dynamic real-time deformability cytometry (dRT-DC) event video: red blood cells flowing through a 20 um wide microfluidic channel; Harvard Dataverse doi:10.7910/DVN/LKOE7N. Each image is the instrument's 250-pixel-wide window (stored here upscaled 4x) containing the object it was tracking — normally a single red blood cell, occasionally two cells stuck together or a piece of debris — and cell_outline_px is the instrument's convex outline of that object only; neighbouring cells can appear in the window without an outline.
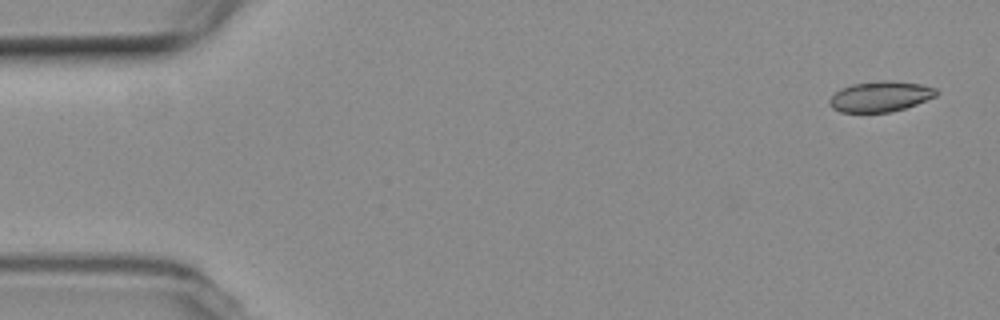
{"species": "common noctule bat (a hibernating species)", "species_latin": "Nyctalus noctula", "temperature_condition": "room temperature", "stored_images_in_passage": 5, "camera_frame_rate_fps": 3000, "um_per_image_px": 0.085, "animal": {"sex": "female", "body_mass_g": 19.3, "forearm_length_mm": 54.1}, "frame": {"image": 1, "passage_image": 1, "time_ms": 0.0, "image_size_px": [1000, 320], "cell_outline_px": [[940, 92], [936, 96], [916, 104], [904, 108], [888, 112], [840, 112], [832, 108], [828, 104], [828, 100], [840, 88], [852, 84], [876, 80], [888, 80], [920, 84], [936, 88]], "centroid_in_image_um": [74.81, 8.19], "position_along_channel_um": 10.2, "area_um2": 19.07}}
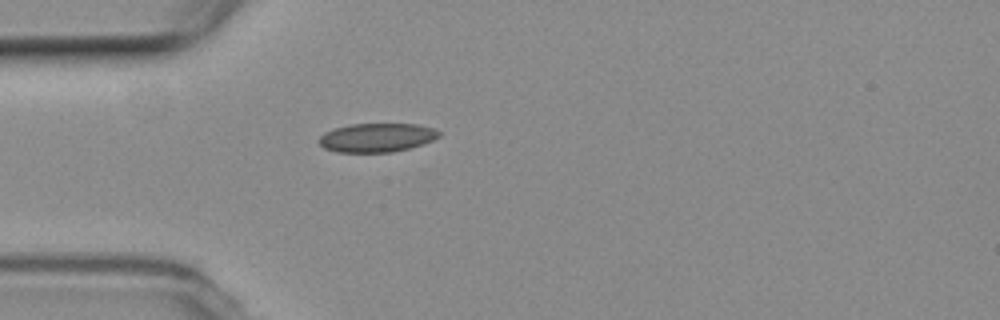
{"frame": {"image": 2, "passage_image": 5, "time_ms": 4.667, "image_size_px": [1000, 320], "cell_outline_px": [[440, 136], [432, 140], [408, 148], [392, 152], [336, 152], [324, 148], [320, 144], [320, 136], [324, 132], [336, 128], [352, 124], [416, 124], [432, 128], [440, 132]], "centroid_in_image_um": [32.01, 11.7], "position_along_channel_um": 53.0, "area_um2": 19.88}}